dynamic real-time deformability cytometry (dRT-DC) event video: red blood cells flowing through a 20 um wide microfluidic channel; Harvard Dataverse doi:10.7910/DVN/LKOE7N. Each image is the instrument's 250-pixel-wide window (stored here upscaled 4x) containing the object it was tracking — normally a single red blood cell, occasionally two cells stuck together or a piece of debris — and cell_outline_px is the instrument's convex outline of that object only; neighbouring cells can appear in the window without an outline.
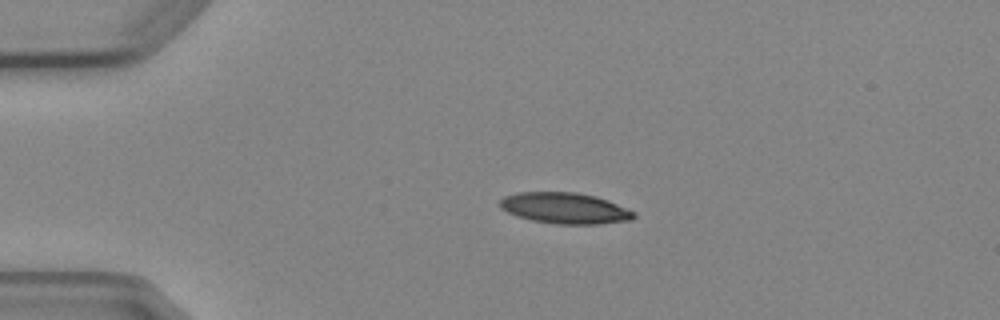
{"species": "Egyptian fruit bat (a non-hibernating species)", "species_latin": "Rousettus aegyptiacus", "temperature_condition": "cold", "stored_images_in_passage": 2, "camera_frame_rate_fps": 3000, "um_per_image_px": 0.085, "animal": {"sex": "female"}, "frame": {"image": 1, "passage_image": 1, "time_ms": 0.0, "image_size_px": [1000, 320], "cell_outline_px": [[636, 216], [632, 220], [600, 224], [556, 224], [532, 220], [508, 212], [500, 208], [500, 200], [504, 196], [520, 192], [576, 192], [596, 196], [608, 200], [636, 212]], "centroid_in_image_um": [48.06, 17.69], "position_along_channel_um": 36.9, "area_um2": 24.22}}